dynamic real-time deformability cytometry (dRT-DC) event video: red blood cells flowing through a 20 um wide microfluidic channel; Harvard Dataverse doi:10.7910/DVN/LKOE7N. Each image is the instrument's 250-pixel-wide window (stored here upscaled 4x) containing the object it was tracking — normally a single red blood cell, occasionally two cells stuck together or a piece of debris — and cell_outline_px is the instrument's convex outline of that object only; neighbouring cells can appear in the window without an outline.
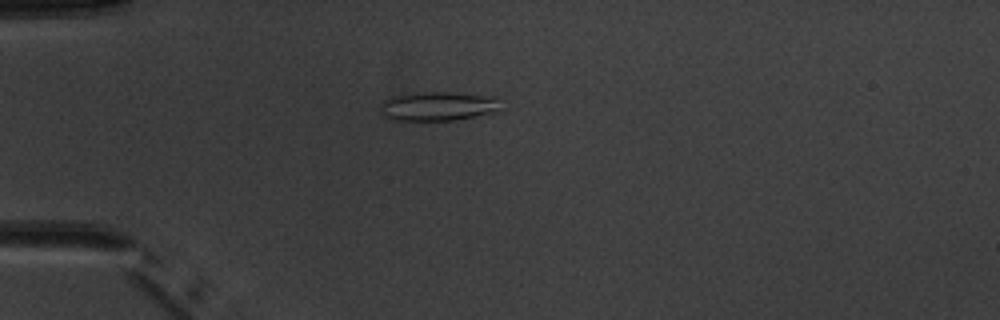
{"species": "common noctule bat (a hibernating species)", "species_latin": "Nyctalus noctula", "temperature_condition": "warm", "stored_images_in_passage": 2, "camera_frame_rate_fps": 3000, "um_per_image_px": 0.085, "animal": {"sex": "male", "body_mass_g": 20.1, "forearm_length_mm": 53.5}, "frame": {"image": 1, "passage_image": 2, "time_ms": 2.333, "image_size_px": [1000, 320], "cell_outline_px": [[500, 112], [456, 120], [396, 120], [384, 116], [380, 108], [380, 104], [384, 100], [392, 96], [420, 92], [448, 92], [496, 96]], "centroid_in_image_um": [37.27, 9.03], "position_along_channel_um": 47.7, "area_um2": 20.52}}